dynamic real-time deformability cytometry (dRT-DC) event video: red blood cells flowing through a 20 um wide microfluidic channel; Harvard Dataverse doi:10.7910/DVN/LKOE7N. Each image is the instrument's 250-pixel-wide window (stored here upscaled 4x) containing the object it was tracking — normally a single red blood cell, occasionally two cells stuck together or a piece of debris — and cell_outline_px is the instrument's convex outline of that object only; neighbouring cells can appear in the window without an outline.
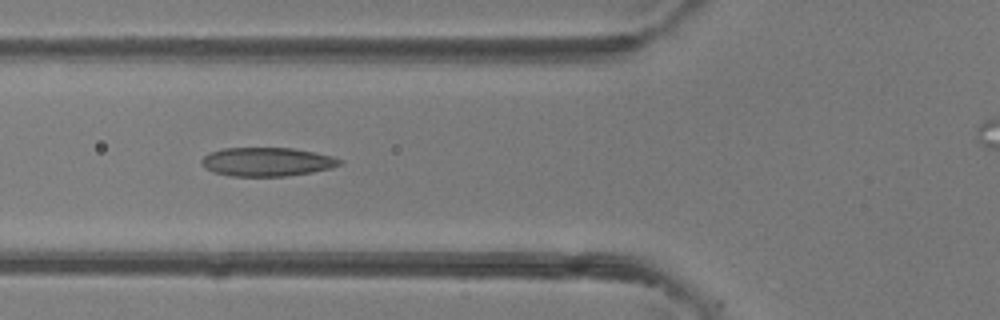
{"species": "common noctule bat (a hibernating species)", "species_latin": "Nyctalus noctula", "temperature_condition": "room temperature", "stored_images_in_passage": 5, "camera_frame_rate_fps": 3000, "um_per_image_px": 0.085, "animal": {"sex": "female"}, "frame": {"image": 1, "passage_image": 5, "time_ms": 4.333, "image_size_px": [1000, 320], "cell_outline_px": [[344, 160], [340, 164], [332, 168], [312, 172], [288, 176], [232, 176], [216, 172], [204, 168], [200, 164], [200, 160], [208, 152], [224, 148], [292, 148], [332, 156]], "centroid_in_image_um": [22.67, 13.75], "position_along_channel_um": 103.1, "area_um2": 23.18}}